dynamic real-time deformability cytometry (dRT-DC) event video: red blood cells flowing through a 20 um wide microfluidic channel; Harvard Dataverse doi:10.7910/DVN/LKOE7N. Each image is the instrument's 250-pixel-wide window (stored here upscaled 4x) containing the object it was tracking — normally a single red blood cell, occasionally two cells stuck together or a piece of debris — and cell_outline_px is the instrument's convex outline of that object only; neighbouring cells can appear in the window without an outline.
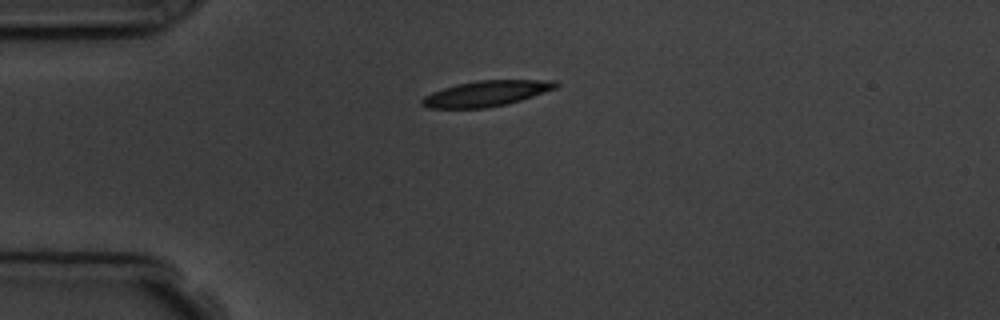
{"species": "common noctule bat (a hibernating species)", "species_latin": "Nyctalus noctula", "temperature_condition": "room temperature", "stored_images_in_passage": 8, "camera_frame_rate_fps": 3000, "um_per_image_px": 0.085, "animal": {"sex": "male", "body_mass_g": 19.5, "forearm_length_mm": 54.6}, "frame": {"image": 1, "passage_image": 1, "time_ms": 0.0, "image_size_px": [1000, 320], "cell_outline_px": [[560, 84], [556, 88], [508, 104], [484, 108], [428, 108], [420, 104], [420, 100], [424, 96], [432, 92], [456, 84], [476, 80], [556, 80]], "centroid_in_image_um": [41.31, 7.94], "position_along_channel_um": 43.7, "area_um2": 20.0}}
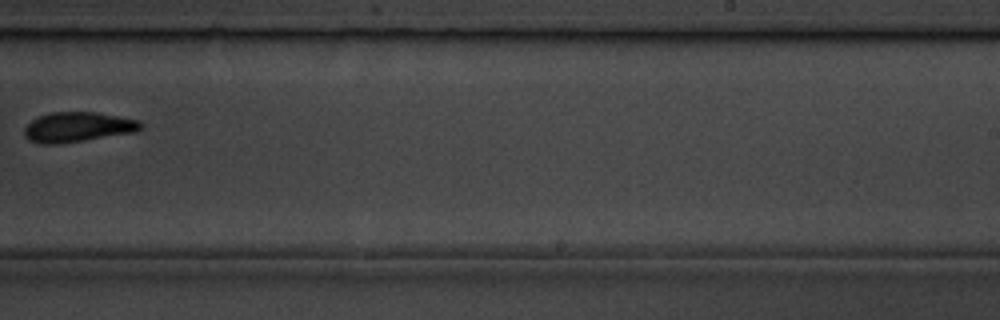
{"frame": {"image": 2, "passage_image": 7, "time_ms": 7.0, "image_size_px": [1000, 320], "cell_outline_px": [[144, 124], [136, 132], [84, 140], [56, 144], [40, 144], [28, 140], [24, 136], [24, 128], [36, 116], [48, 112], [96, 112], [140, 120]], "centroid_in_image_um": [6.58, 10.79], "position_along_channel_um": 282.4, "area_um2": 20.46}}